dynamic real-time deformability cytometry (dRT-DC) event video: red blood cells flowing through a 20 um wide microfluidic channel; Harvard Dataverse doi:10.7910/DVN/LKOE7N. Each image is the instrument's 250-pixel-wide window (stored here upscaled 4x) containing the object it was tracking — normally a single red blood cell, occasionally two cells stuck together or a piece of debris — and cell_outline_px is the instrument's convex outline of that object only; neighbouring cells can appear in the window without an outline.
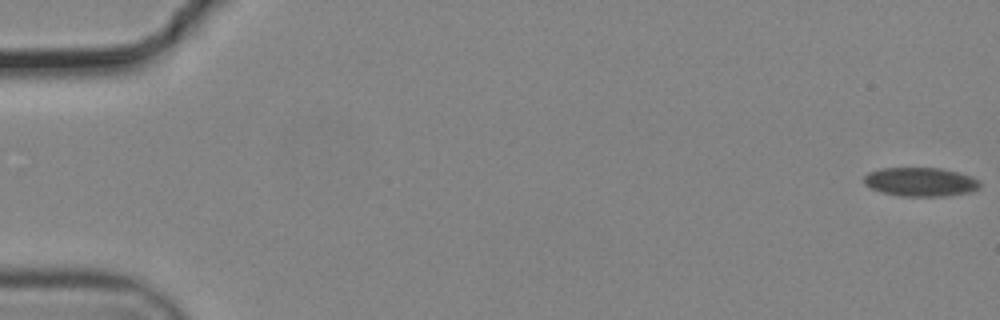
{"species": "common noctule bat (a hibernating species)", "species_latin": "Nyctalus noctula", "temperature_condition": "cold", "stored_images_in_passage": 59, "camera_frame_rate_fps": 3000, "um_per_image_px": 0.085, "animal": {"sex": "male", "body_mass_g": 19.2, "forearm_length_mm": 51.8}, "frame": {"image": 1, "passage_image": 1, "time_ms": 0.0, "image_size_px": [1000, 320], "cell_outline_px": [[980, 188], [972, 192], [948, 196], [900, 196], [880, 192], [864, 184], [864, 176], [868, 172], [880, 168], [940, 168], [972, 176], [980, 180]], "centroid_in_image_um": [78.26, 15.47], "position_along_channel_um": 6.7, "area_um2": 19.71}}
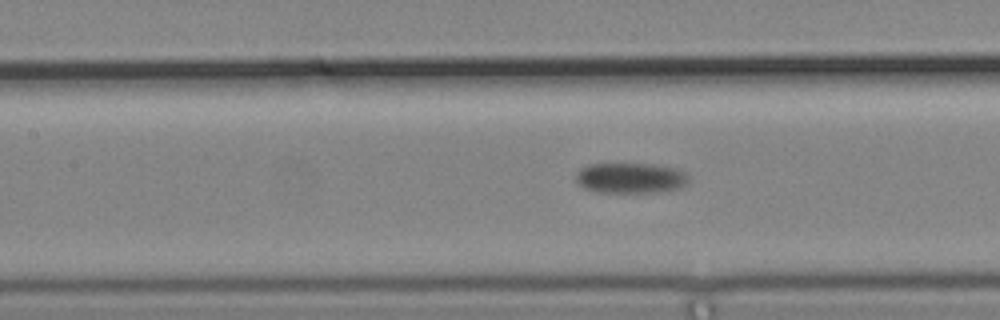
{"frame": {"image": 2, "passage_image": 28, "time_ms": 9.0, "image_size_px": [1000, 320], "cell_outline_px": [[688, 180], [680, 188], [660, 192], [596, 192], [584, 188], [576, 184], [576, 172], [580, 168], [588, 164], [656, 164], [676, 168], [684, 172], [688, 176]], "centroid_in_image_um": [53.56, 15.13], "position_along_channel_um": 153.8, "area_um2": 20.17}}
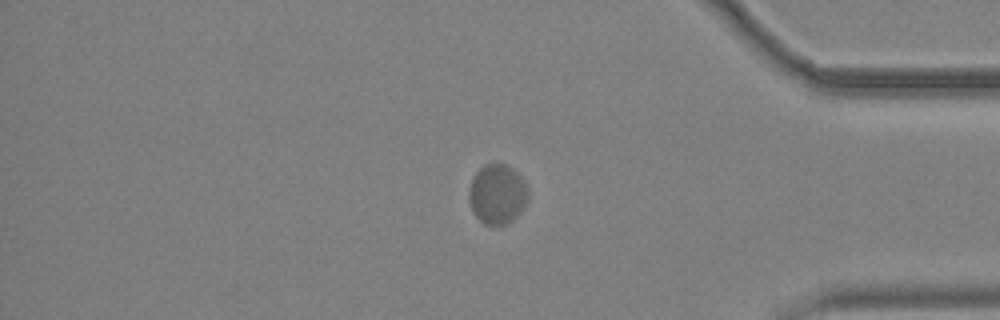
{"frame": {"image": 3, "passage_image": 51, "time_ms": 16.667, "image_size_px": [1000, 320], "cell_outline_px": [[528, 200], [520, 212], [512, 220], [504, 224], [484, 224], [472, 212], [468, 200], [468, 192], [472, 176], [484, 164], [504, 164], [512, 168], [520, 176], [528, 188]], "centroid_in_image_um": [42.24, 16.49], "position_along_channel_um": 393.0, "area_um2": 20.63}}